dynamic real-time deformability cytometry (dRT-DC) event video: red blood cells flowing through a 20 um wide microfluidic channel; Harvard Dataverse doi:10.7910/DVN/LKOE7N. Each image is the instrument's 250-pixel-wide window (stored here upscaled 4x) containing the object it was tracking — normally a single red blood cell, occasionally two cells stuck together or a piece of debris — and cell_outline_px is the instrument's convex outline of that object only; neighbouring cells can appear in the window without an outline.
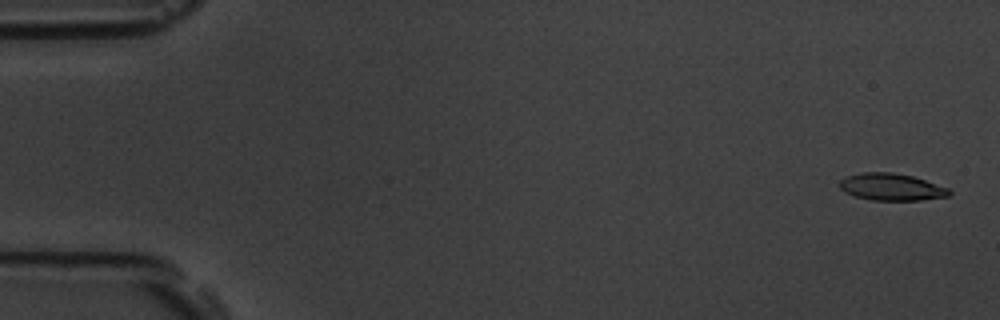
{"species": "common noctule bat (a hibernating species)", "species_latin": "Nyctalus noctula", "temperature_condition": "room temperature", "stored_images_in_passage": 58, "camera_frame_rate_fps": 3000, "um_per_image_px": 0.085, "animal": {"sex": "male", "body_mass_g": 19.5, "forearm_length_mm": 54.6}, "frame": {"image": 1, "passage_image": 2, "time_ms": 0.333, "image_size_px": [1000, 320], "cell_outline_px": [[952, 192], [948, 196], [920, 200], [872, 200], [856, 196], [844, 192], [840, 188], [840, 180], [848, 176], [860, 172], [892, 172], [912, 176], [948, 188]], "centroid_in_image_um": [75.75, 15.89], "position_along_channel_um": 9.2, "area_um2": 17.11}}
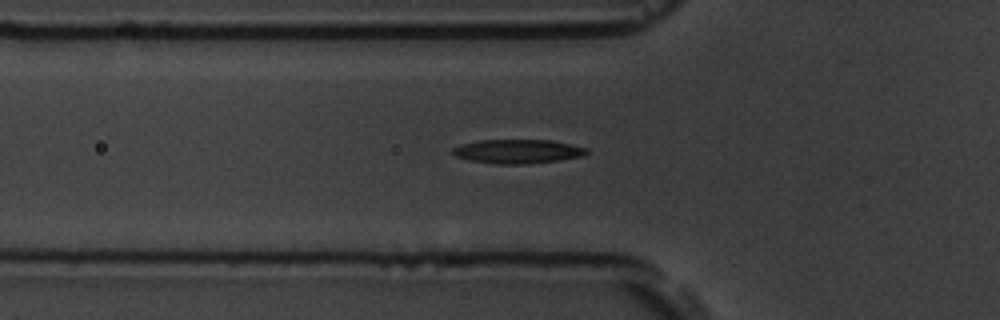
{"frame": {"image": 2, "passage_image": 20, "time_ms": 6.333, "image_size_px": [1000, 320], "cell_outline_px": [[588, 152], [584, 156], [560, 160], [528, 164], [500, 164], [468, 160], [456, 156], [452, 152], [452, 148], [464, 144], [480, 140], [552, 140], [572, 144], [588, 148]], "centroid_in_image_um": [44.06, 12.87], "position_along_channel_um": 81.7, "area_um2": 18.79}}
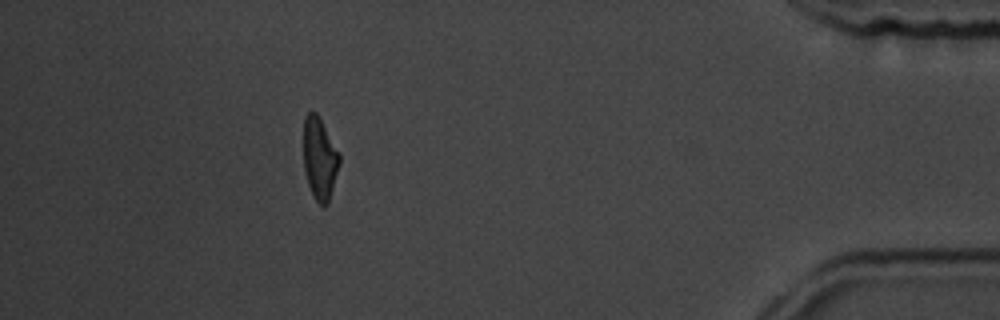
{"frame": {"image": 3, "passage_image": 52, "time_ms": 17.0, "image_size_px": [1000, 320], "cell_outline_px": [[340, 164], [328, 204], [324, 208], [316, 200], [308, 184], [304, 168], [304, 116], [308, 112], [316, 112], [340, 152]], "centroid_in_image_um": [27.19, 13.48], "position_along_channel_um": 408.0, "area_um2": 17.22}, "authors_computed_cell_mechanics": {"area_um2": 18.0336, "velocity_mm_per_s": 3.5594, "shape_relaxation_time_tau1_ms": 4.2269, "shape_relaxation_time_tau2_ms": 2.8119, "deformation_change_tau1": 0.1605, "deformation_change_tau2": 0.1036}}